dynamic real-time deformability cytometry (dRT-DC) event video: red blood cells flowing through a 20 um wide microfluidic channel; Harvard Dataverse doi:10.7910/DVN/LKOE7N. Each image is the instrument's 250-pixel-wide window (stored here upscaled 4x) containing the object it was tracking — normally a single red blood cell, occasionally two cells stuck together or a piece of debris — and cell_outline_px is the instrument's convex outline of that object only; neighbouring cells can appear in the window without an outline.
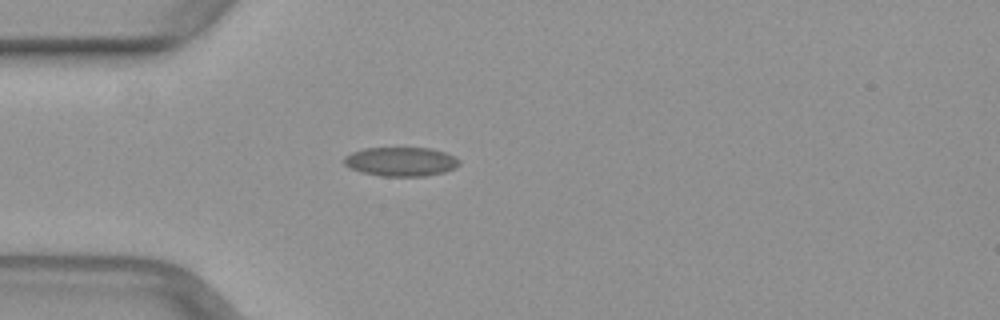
{"species": "common noctule bat (a hibernating species)", "species_latin": "Nyctalus noctula", "temperature_condition": "warm", "stored_images_in_passage": 37, "camera_frame_rate_fps": 3000, "um_per_image_px": 0.085, "animal": {"sex": "female", "body_mass_g": 29.2, "forearm_length_mm": 56.3}, "frame": {"image": 1, "passage_image": 1, "time_ms": 0.0, "image_size_px": [1000, 320], "cell_outline_px": [[460, 164], [456, 168], [444, 172], [424, 176], [380, 176], [348, 168], [344, 164], [344, 156], [352, 152], [364, 148], [432, 148], [444, 152], [460, 160]], "centroid_in_image_um": [34.07, 13.74], "position_along_channel_um": 50.9, "area_um2": 19.54}}
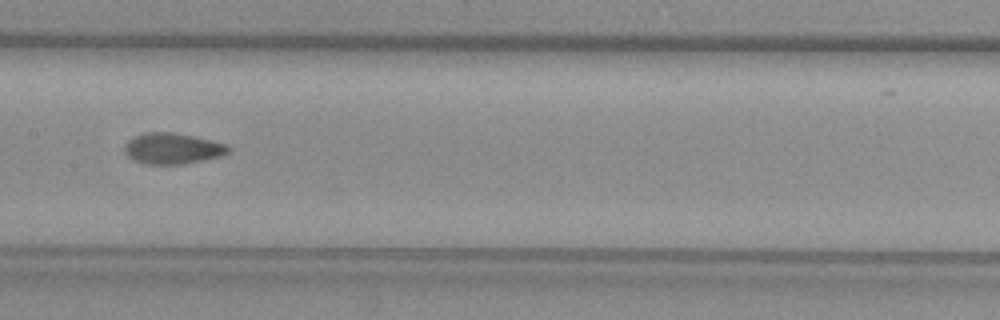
{"frame": {"image": 2, "passage_image": 12, "time_ms": 3.667, "image_size_px": [1000, 320], "cell_outline_px": [[232, 148], [228, 152], [220, 156], [184, 164], [148, 164], [136, 160], [128, 156], [124, 148], [128, 140], [144, 132], [172, 132], [196, 136], [212, 140], [224, 144]], "centroid_in_image_um": [14.68, 12.61], "position_along_channel_um": 192.7, "area_um2": 18.55}}
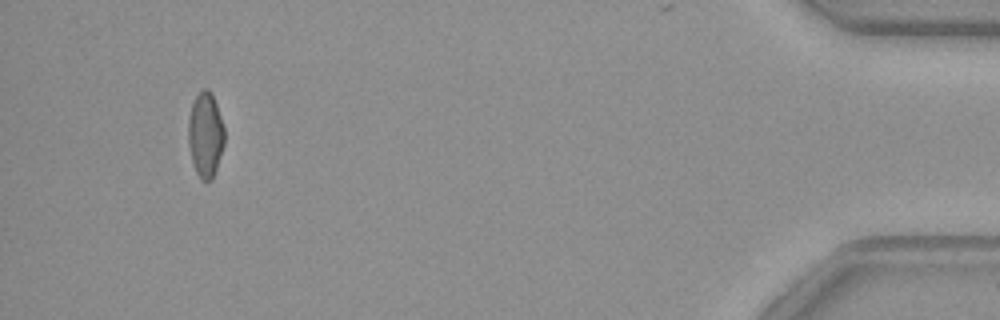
{"frame": {"image": 3, "passage_image": 34, "time_ms": 11.0, "image_size_px": [1000, 320], "cell_outline_px": [[224, 144], [212, 180], [200, 180], [192, 164], [188, 144], [188, 120], [192, 104], [196, 96], [204, 88], [208, 88], [212, 92], [224, 128]], "centroid_in_image_um": [17.45, 11.46], "position_along_channel_um": 417.8, "area_um2": 17.92}}